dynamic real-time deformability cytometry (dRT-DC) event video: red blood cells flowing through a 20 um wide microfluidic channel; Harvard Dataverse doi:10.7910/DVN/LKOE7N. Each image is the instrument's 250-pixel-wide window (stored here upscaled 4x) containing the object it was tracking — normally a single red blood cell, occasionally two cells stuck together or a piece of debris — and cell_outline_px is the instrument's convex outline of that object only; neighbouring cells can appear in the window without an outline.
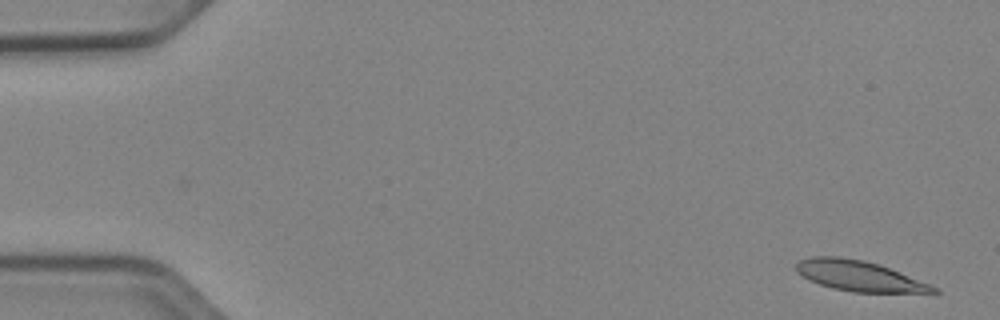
{"species": "Egyptian fruit bat (a non-hibernating species)", "species_latin": "Rousettus aegyptiacus", "temperature_condition": "cold", "stored_images_in_passage": 52, "camera_frame_rate_fps": 3000, "um_per_image_px": 0.085, "animal": {"sex": "female"}, "frame": {"image": 1, "passage_image": 2, "time_ms": 0.333, "image_size_px": [1000, 320], "cell_outline_px": [[940, 292], [936, 296], [852, 292], [832, 288], [808, 280], [796, 272], [796, 264], [800, 260], [812, 256], [840, 256], [864, 260], [880, 264], [932, 284], [940, 288]], "centroid_in_image_um": [73.25, 23.52], "position_along_channel_um": 11.8, "area_um2": 25.78}}
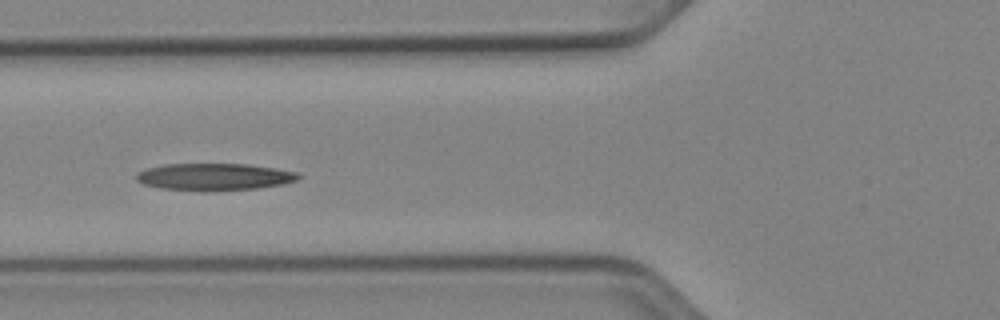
{"frame": {"image": 2, "passage_image": 20, "time_ms": 6.333, "image_size_px": [1000, 320], "cell_outline_px": [[300, 176], [296, 180], [284, 184], [256, 188], [160, 188], [144, 184], [136, 180], [136, 172], [144, 168], [164, 164], [248, 164], [276, 168], [300, 172]], "centroid_in_image_um": [18.23, 14.97], "position_along_channel_um": 107.6, "area_um2": 24.57}}
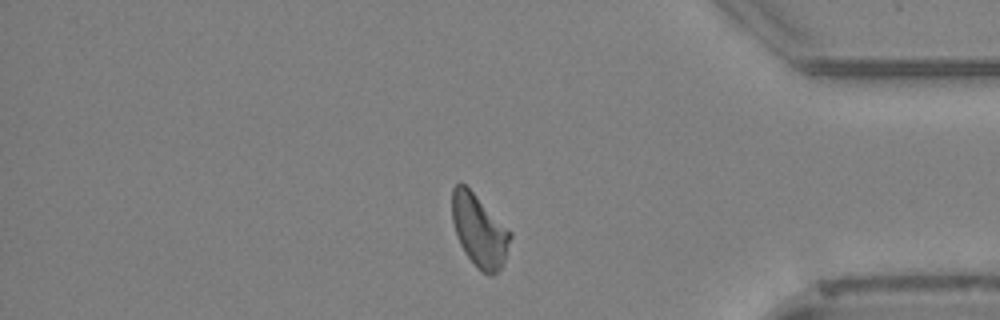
{"frame": {"image": 3, "passage_image": 44, "time_ms": 14.333, "image_size_px": [1000, 320], "cell_outline_px": [[512, 236], [504, 260], [500, 268], [492, 276], [488, 276], [476, 268], [464, 252], [456, 236], [452, 220], [452, 188], [456, 184], [464, 184], [512, 232]], "centroid_in_image_um": [40.73, 19.64], "position_along_channel_um": 394.5, "area_um2": 24.33}, "authors_computed_cell_mechanics": {"area_um2": 24.8829, "velocity_mm_per_s": 3.8912, "shape_relaxation_time_tau1_ms": 10.4766, "shape_relaxation_time_tau2_ms": 5.7343, "deformation_change_tau1": 0.2496, "deformation_change_tau2": 0.153}}